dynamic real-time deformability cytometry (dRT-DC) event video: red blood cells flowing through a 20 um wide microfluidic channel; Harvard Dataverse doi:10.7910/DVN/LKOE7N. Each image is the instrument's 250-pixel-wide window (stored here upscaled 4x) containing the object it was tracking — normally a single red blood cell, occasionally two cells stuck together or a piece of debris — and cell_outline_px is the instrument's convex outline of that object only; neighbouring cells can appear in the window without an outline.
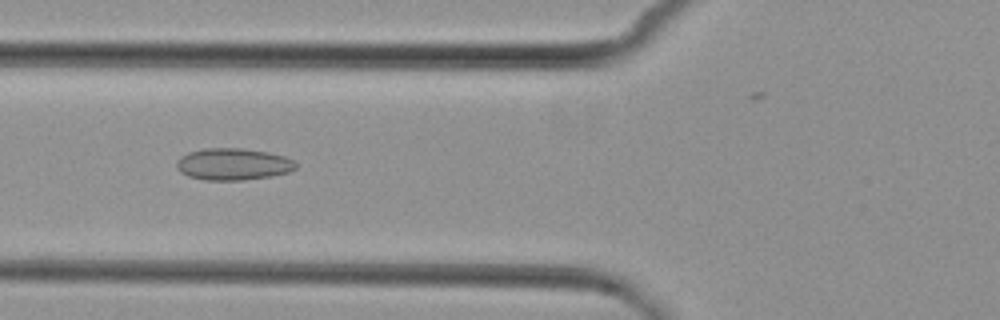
{"species": "common noctule bat (a hibernating species)", "species_latin": "Nyctalus noctula", "temperature_condition": "cold", "stored_images_in_passage": 7, "camera_frame_rate_fps": 3000, "um_per_image_px": 0.085, "animal": {"sex": "female", "body_mass_g": 29.2, "forearm_length_mm": 56.3}, "frame": {"image": 1, "passage_image": 4, "time_ms": 4.333, "image_size_px": [1000, 320], "cell_outline_px": [[296, 168], [288, 172], [272, 176], [244, 180], [204, 180], [188, 176], [180, 172], [176, 168], [176, 160], [180, 156], [188, 152], [204, 148], [240, 148], [268, 152], [284, 156], [292, 160], [296, 164]], "centroid_in_image_um": [19.77, 13.95], "position_along_channel_um": 106.0, "area_um2": 22.25}}
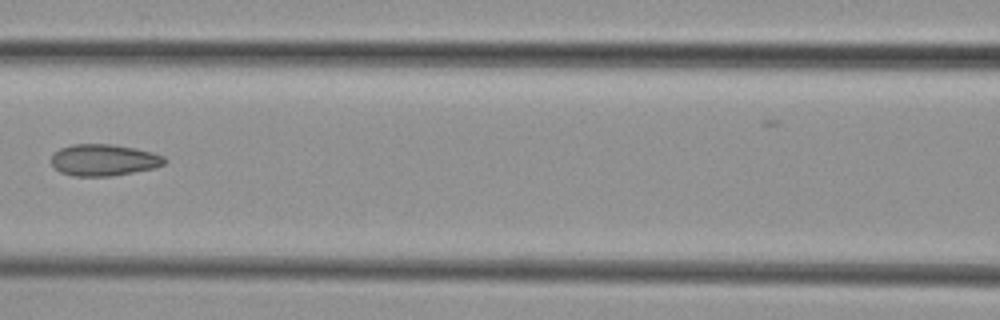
{"frame": {"image": 2, "passage_image": 5, "time_ms": 5.667, "image_size_px": [1000, 320], "cell_outline_px": [[168, 160], [164, 164], [152, 168], [112, 176], [72, 176], [60, 172], [52, 164], [52, 156], [60, 148], [72, 144], [112, 144], [136, 148], [152, 152], [164, 156]], "centroid_in_image_um": [8.83, 13.59], "position_along_channel_um": 157.8, "area_um2": 20.81}}
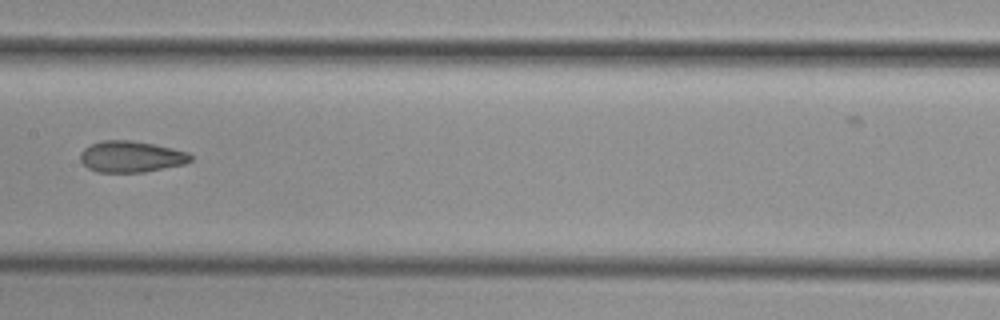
{"frame": {"image": 3, "passage_image": 6, "time_ms": 6.667, "image_size_px": [1000, 320], "cell_outline_px": [[192, 160], [184, 164], [144, 172], [96, 172], [88, 168], [80, 160], [80, 152], [84, 148], [92, 144], [104, 140], [132, 140], [172, 148], [188, 152], [192, 156]], "centroid_in_image_um": [11.13, 13.32], "position_along_channel_um": 196.3, "area_um2": 20.06}}